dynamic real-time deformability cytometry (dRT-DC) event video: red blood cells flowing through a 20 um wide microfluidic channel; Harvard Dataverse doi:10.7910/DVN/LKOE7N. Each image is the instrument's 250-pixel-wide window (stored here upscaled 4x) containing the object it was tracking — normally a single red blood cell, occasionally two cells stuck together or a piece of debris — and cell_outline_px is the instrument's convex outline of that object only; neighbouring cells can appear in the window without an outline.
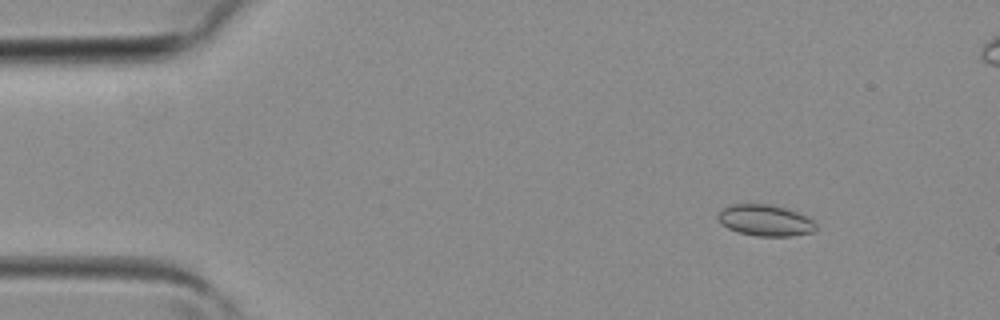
{"species": "common noctule bat (a hibernating species)", "species_latin": "Nyctalus noctula", "temperature_condition": "room temperature", "stored_images_in_passage": 3, "camera_frame_rate_fps": 3000, "um_per_image_px": 0.085, "animal": {"sex": "female", "body_mass_g": 19.3, "forearm_length_mm": 54.1}, "frame": {"image": 1, "passage_image": 1, "time_ms": 0.0, "image_size_px": [1000, 320], "cell_outline_px": [[816, 228], [812, 232], [792, 236], [756, 236], [736, 232], [728, 228], [716, 216], [724, 208], [732, 204], [772, 204], [788, 208], [808, 216], [816, 224]], "centroid_in_image_um": [65.08, 18.73], "position_along_channel_um": 19.9, "area_um2": 17.92}}